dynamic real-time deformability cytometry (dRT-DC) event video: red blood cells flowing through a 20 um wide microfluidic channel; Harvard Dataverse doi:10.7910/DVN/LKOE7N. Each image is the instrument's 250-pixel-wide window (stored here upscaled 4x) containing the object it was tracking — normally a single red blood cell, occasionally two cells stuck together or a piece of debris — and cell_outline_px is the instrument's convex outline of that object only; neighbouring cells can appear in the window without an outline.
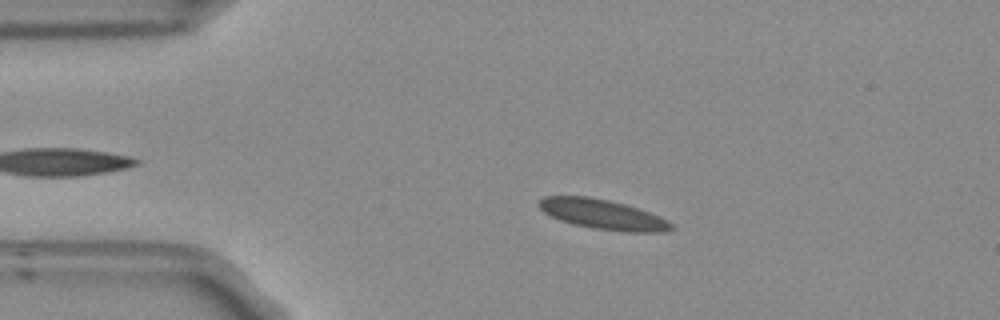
{"species": "Egyptian fruit bat (a non-hibernating species)", "species_latin": "Rousettus aegyptiacus", "temperature_condition": "room temperature", "stored_images_in_passage": 43, "camera_frame_rate_fps": 3000, "um_per_image_px": 0.085, "frame": {"image": 1, "passage_image": 10, "time_ms": 3.0, "image_size_px": [1000, 320], "cell_outline_px": [[676, 228], [660, 232], [628, 232], [592, 228], [572, 224], [560, 220], [544, 212], [536, 204], [544, 196], [588, 196], [608, 200], [624, 204], [660, 216], [668, 220]], "centroid_in_image_um": [51.23, 18.22], "position_along_channel_um": 33.8, "area_um2": 22.95}}
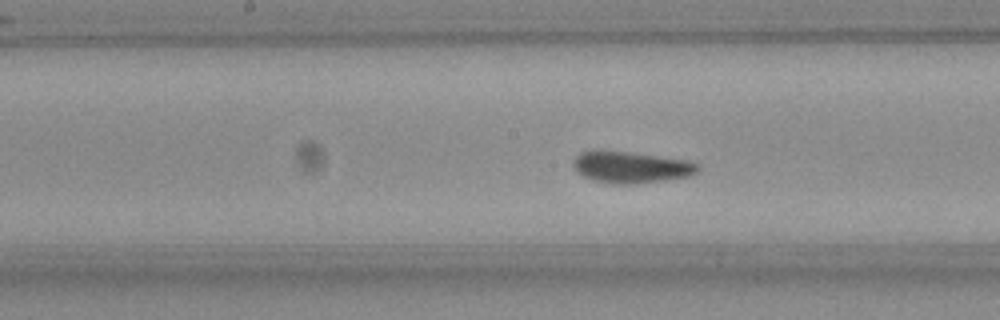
{"frame": {"image": 2, "passage_image": 26, "time_ms": 8.333, "image_size_px": [1000, 320], "cell_outline_px": [[700, 168], [696, 172], [688, 176], [664, 180], [632, 184], [612, 184], [592, 180], [576, 172], [572, 164], [576, 156], [580, 152], [624, 152], [688, 160], [700, 164]], "centroid_in_image_um": [53.65, 14.24], "position_along_channel_um": 194.6, "area_um2": 22.43}}
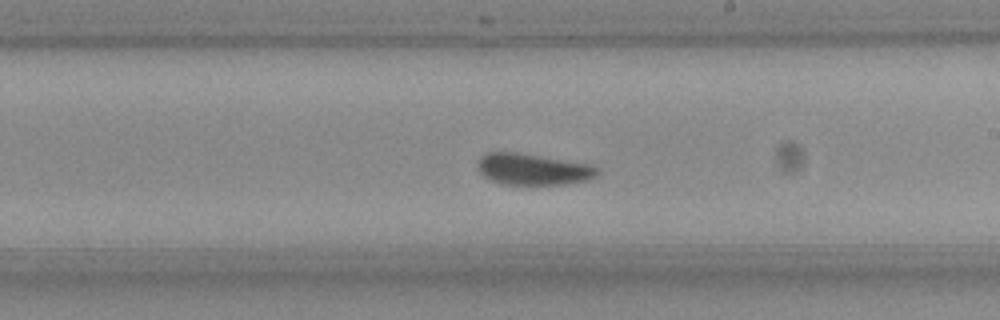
{"frame": {"image": 3, "passage_image": 30, "time_ms": 9.667, "image_size_px": [1000, 320], "cell_outline_px": [[600, 172], [596, 176], [588, 180], [564, 184], [500, 184], [488, 180], [480, 172], [476, 164], [480, 156], [484, 152], [516, 152], [592, 164]], "centroid_in_image_um": [45.26, 14.38], "position_along_channel_um": 243.7, "area_um2": 22.08}, "authors_computed_cell_mechanics": {"area_um2": 22.4264, "velocity_mm_per_s": 3.6981, "shape_relaxation_time_tau1_ms": 7.6509, "shape_relaxation_time_tau2_ms": null, "deformation_change_tau1": 0.1315, "deformation_change_tau2": null}}